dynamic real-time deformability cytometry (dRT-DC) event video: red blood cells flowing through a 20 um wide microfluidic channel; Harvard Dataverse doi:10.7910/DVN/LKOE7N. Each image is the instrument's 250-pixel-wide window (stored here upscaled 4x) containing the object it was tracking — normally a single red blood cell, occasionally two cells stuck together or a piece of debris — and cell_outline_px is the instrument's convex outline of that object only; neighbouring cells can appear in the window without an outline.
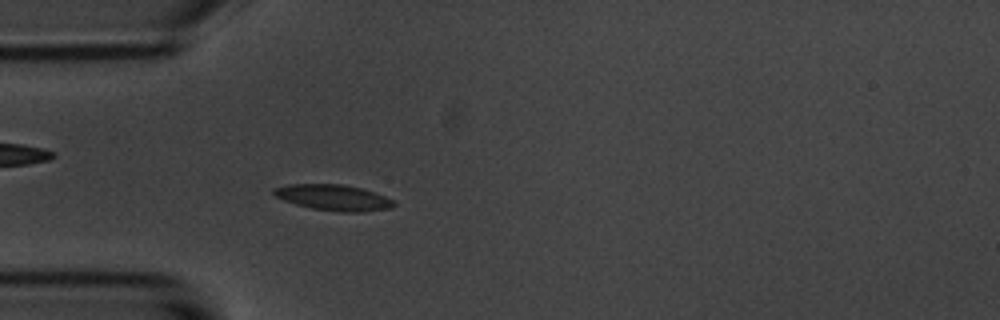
{"species": "common noctule bat (a hibernating species)", "species_latin": "Nyctalus noctula", "temperature_condition": "room temperature", "stored_images_in_passage": 54, "camera_frame_rate_fps": 3000, "um_per_image_px": 0.085, "animal": {"sex": "male", "body_mass_g": 20.1, "forearm_length_mm": 53.5}, "frame": {"image": 1, "passage_image": 15, "time_ms": 4.667, "image_size_px": [1000, 320], "cell_outline_px": [[396, 204], [392, 208], [360, 212], [340, 212], [312, 208], [296, 204], [284, 200], [276, 196], [272, 192], [272, 188], [288, 184], [344, 184], [360, 188], [384, 196], [392, 200]], "centroid_in_image_um": [28.32, 16.79], "position_along_channel_um": 56.7, "area_um2": 17.98}}
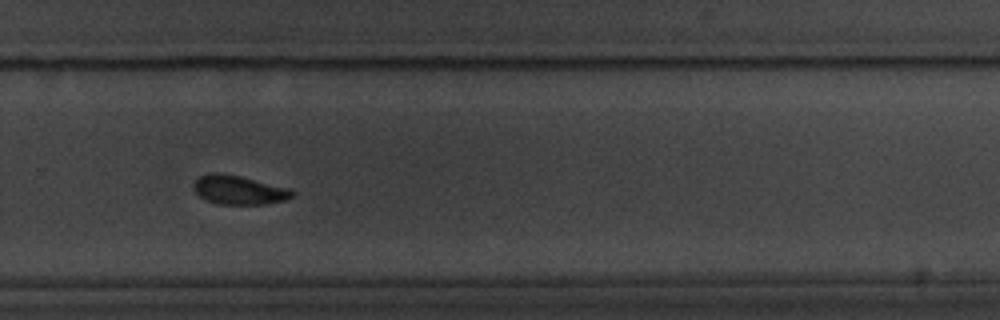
{"frame": {"image": 2, "passage_image": 36, "time_ms": 11.667, "image_size_px": [1000, 320], "cell_outline_px": [[296, 192], [292, 196], [284, 200], [268, 204], [220, 204], [208, 200], [200, 196], [192, 188], [192, 184], [200, 176], [208, 172], [220, 172], [240, 176], [288, 188]], "centroid_in_image_um": [20.28, 16.13], "position_along_channel_um": 309.5, "area_um2": 16.59}}
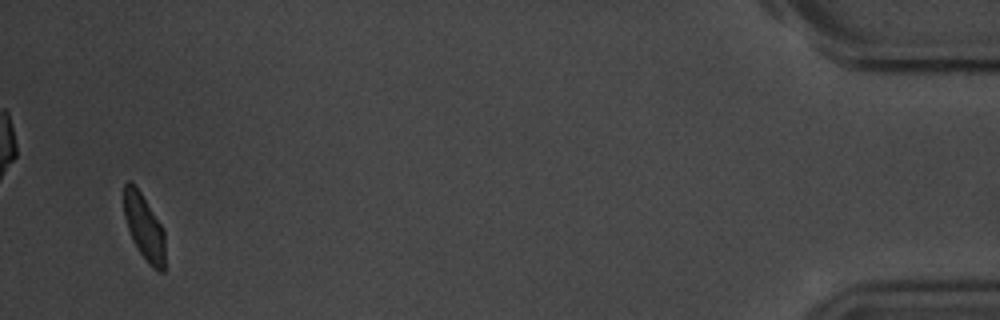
{"frame": {"image": 3, "passage_image": 52, "time_ms": 17.0, "image_size_px": [1000, 320], "cell_outline_px": [[164, 272], [160, 272], [152, 268], [140, 252], [128, 228], [124, 216], [124, 184], [128, 180], [140, 192], [164, 228]], "centroid_in_image_um": [12.27, 19.32], "position_along_channel_um": 422.9, "area_um2": 15.43}, "authors_computed_cell_mechanics": {"area_um2": 17.051, "velocity_mm_per_s": 3.6667, "shape_relaxation_time_tau1_ms": 2.3936, "shape_relaxation_time_tau2_ms": 1.9071, "deformation_change_tau1": 0.1028, "deformation_change_tau2": 0.0598}}